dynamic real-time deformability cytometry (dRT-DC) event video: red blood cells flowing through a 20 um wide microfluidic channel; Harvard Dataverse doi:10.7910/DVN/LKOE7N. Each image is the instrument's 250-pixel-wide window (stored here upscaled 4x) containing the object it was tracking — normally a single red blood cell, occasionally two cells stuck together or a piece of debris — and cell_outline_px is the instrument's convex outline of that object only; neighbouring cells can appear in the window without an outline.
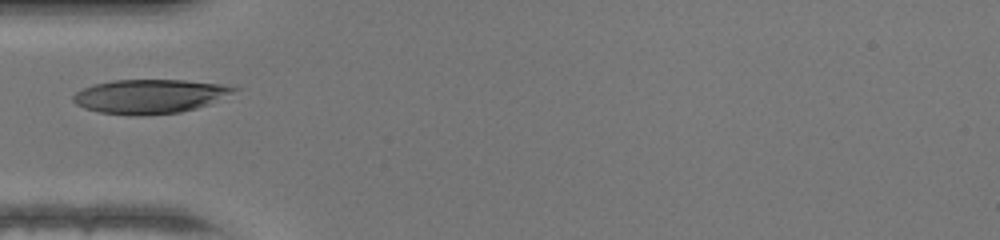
{"species": "human", "species_latin": "Homo sapiens", "temperature_condition": "warm", "stored_images_in_passage": 15, "camera_frame_rate_fps": 3000, "um_per_image_px": 0.085, "donor": {"sex": "female"}, "frame": {"image": 1, "passage_image": 1, "time_ms": 0.0, "image_size_px": [1000, 240], "cell_outline_px": [[240, 88], [208, 104], [196, 108], [180, 112], [148, 116], [132, 116], [100, 112], [84, 108], [76, 104], [72, 100], [72, 96], [76, 92], [84, 88], [96, 84], [112, 80], [184, 80], [220, 84]], "centroid_in_image_um": [12.68, 8.2], "position_along_channel_um": 72.3, "area_um2": 31.79}}
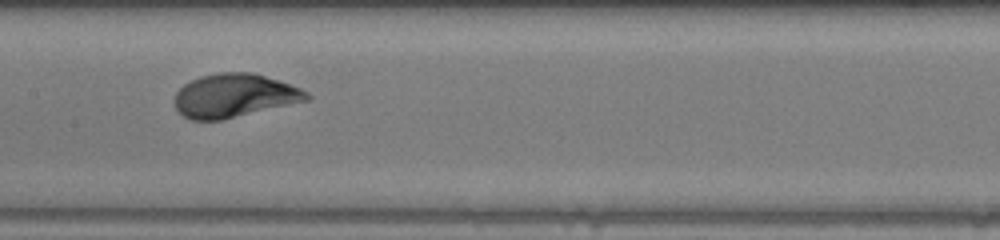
{"frame": {"image": 2, "passage_image": 9, "time_ms": 2.667, "image_size_px": [1000, 240], "cell_outline_px": [[312, 100], [224, 120], [188, 120], [176, 108], [172, 100], [176, 92], [184, 84], [200, 76], [220, 72], [252, 72], [300, 88], [308, 92], [312, 96]], "centroid_in_image_um": [19.93, 8.15], "position_along_channel_um": 187.5, "area_um2": 33.93}}
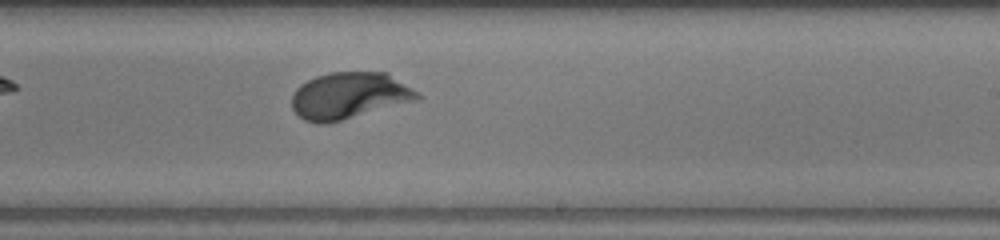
{"frame": {"image": 3, "passage_image": 14, "time_ms": 4.333, "image_size_px": [1000, 240], "cell_outline_px": [[420, 100], [328, 124], [316, 124], [304, 120], [292, 108], [292, 96], [296, 88], [300, 84], [316, 76], [332, 72], [388, 72], [416, 92], [420, 96]], "centroid_in_image_um": [29.68, 8.15], "position_along_channel_um": 259.3, "area_um2": 34.28}}